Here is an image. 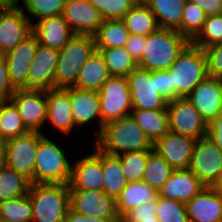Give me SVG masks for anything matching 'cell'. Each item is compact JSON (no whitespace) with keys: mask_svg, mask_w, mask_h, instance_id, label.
I'll use <instances>...</instances> for the list:
<instances>
[{"mask_svg":"<svg viewBox=\"0 0 222 222\" xmlns=\"http://www.w3.org/2000/svg\"><path fill=\"white\" fill-rule=\"evenodd\" d=\"M37 38L31 33L11 51L4 54L11 83L16 89H28V73L34 60Z\"/></svg>","mask_w":222,"mask_h":222,"instance_id":"obj_16","label":"cell"},{"mask_svg":"<svg viewBox=\"0 0 222 222\" xmlns=\"http://www.w3.org/2000/svg\"><path fill=\"white\" fill-rule=\"evenodd\" d=\"M32 33V24L16 4L0 10V54H6Z\"/></svg>","mask_w":222,"mask_h":222,"instance_id":"obj_15","label":"cell"},{"mask_svg":"<svg viewBox=\"0 0 222 222\" xmlns=\"http://www.w3.org/2000/svg\"><path fill=\"white\" fill-rule=\"evenodd\" d=\"M130 32L121 19H104L93 35L96 49L125 47Z\"/></svg>","mask_w":222,"mask_h":222,"instance_id":"obj_31","label":"cell"},{"mask_svg":"<svg viewBox=\"0 0 222 222\" xmlns=\"http://www.w3.org/2000/svg\"><path fill=\"white\" fill-rule=\"evenodd\" d=\"M93 144L102 152L118 156L129 151L152 150L153 143L131 115L107 123Z\"/></svg>","mask_w":222,"mask_h":222,"instance_id":"obj_1","label":"cell"},{"mask_svg":"<svg viewBox=\"0 0 222 222\" xmlns=\"http://www.w3.org/2000/svg\"><path fill=\"white\" fill-rule=\"evenodd\" d=\"M103 19H122L137 3L135 0H88Z\"/></svg>","mask_w":222,"mask_h":222,"instance_id":"obj_43","label":"cell"},{"mask_svg":"<svg viewBox=\"0 0 222 222\" xmlns=\"http://www.w3.org/2000/svg\"><path fill=\"white\" fill-rule=\"evenodd\" d=\"M71 112L76 129H81L86 125L96 121L98 124L95 138L102 131V121L99 106V93L96 91L81 90L70 87ZM93 121V122H92ZM92 122V123H91Z\"/></svg>","mask_w":222,"mask_h":222,"instance_id":"obj_21","label":"cell"},{"mask_svg":"<svg viewBox=\"0 0 222 222\" xmlns=\"http://www.w3.org/2000/svg\"><path fill=\"white\" fill-rule=\"evenodd\" d=\"M186 98L207 124L222 113V89L216 77L207 76Z\"/></svg>","mask_w":222,"mask_h":222,"instance_id":"obj_17","label":"cell"},{"mask_svg":"<svg viewBox=\"0 0 222 222\" xmlns=\"http://www.w3.org/2000/svg\"><path fill=\"white\" fill-rule=\"evenodd\" d=\"M9 100L29 131L43 133L47 120V90L16 89Z\"/></svg>","mask_w":222,"mask_h":222,"instance_id":"obj_12","label":"cell"},{"mask_svg":"<svg viewBox=\"0 0 222 222\" xmlns=\"http://www.w3.org/2000/svg\"><path fill=\"white\" fill-rule=\"evenodd\" d=\"M62 16L73 33L80 35L93 36L104 20L88 0H66Z\"/></svg>","mask_w":222,"mask_h":222,"instance_id":"obj_18","label":"cell"},{"mask_svg":"<svg viewBox=\"0 0 222 222\" xmlns=\"http://www.w3.org/2000/svg\"><path fill=\"white\" fill-rule=\"evenodd\" d=\"M146 45V36L130 34L125 44V49L129 55L138 62L141 59Z\"/></svg>","mask_w":222,"mask_h":222,"instance_id":"obj_48","label":"cell"},{"mask_svg":"<svg viewBox=\"0 0 222 222\" xmlns=\"http://www.w3.org/2000/svg\"><path fill=\"white\" fill-rule=\"evenodd\" d=\"M46 123L64 136H71L76 126L71 112L70 87L47 90Z\"/></svg>","mask_w":222,"mask_h":222,"instance_id":"obj_22","label":"cell"},{"mask_svg":"<svg viewBox=\"0 0 222 222\" xmlns=\"http://www.w3.org/2000/svg\"><path fill=\"white\" fill-rule=\"evenodd\" d=\"M48 135L39 132L35 159V183L69 184L72 163L66 152Z\"/></svg>","mask_w":222,"mask_h":222,"instance_id":"obj_5","label":"cell"},{"mask_svg":"<svg viewBox=\"0 0 222 222\" xmlns=\"http://www.w3.org/2000/svg\"><path fill=\"white\" fill-rule=\"evenodd\" d=\"M167 71L172 81V100L186 98L208 76L204 50L190 42Z\"/></svg>","mask_w":222,"mask_h":222,"instance_id":"obj_4","label":"cell"},{"mask_svg":"<svg viewBox=\"0 0 222 222\" xmlns=\"http://www.w3.org/2000/svg\"><path fill=\"white\" fill-rule=\"evenodd\" d=\"M30 184L28 179L6 164L0 165V202L27 195Z\"/></svg>","mask_w":222,"mask_h":222,"instance_id":"obj_34","label":"cell"},{"mask_svg":"<svg viewBox=\"0 0 222 222\" xmlns=\"http://www.w3.org/2000/svg\"><path fill=\"white\" fill-rule=\"evenodd\" d=\"M32 33L39 44L62 49L75 35L62 15L45 17L32 24Z\"/></svg>","mask_w":222,"mask_h":222,"instance_id":"obj_24","label":"cell"},{"mask_svg":"<svg viewBox=\"0 0 222 222\" xmlns=\"http://www.w3.org/2000/svg\"><path fill=\"white\" fill-rule=\"evenodd\" d=\"M189 222H222V196L205 187L186 203Z\"/></svg>","mask_w":222,"mask_h":222,"instance_id":"obj_23","label":"cell"},{"mask_svg":"<svg viewBox=\"0 0 222 222\" xmlns=\"http://www.w3.org/2000/svg\"><path fill=\"white\" fill-rule=\"evenodd\" d=\"M149 151H129L118 155L127 182L143 180Z\"/></svg>","mask_w":222,"mask_h":222,"instance_id":"obj_40","label":"cell"},{"mask_svg":"<svg viewBox=\"0 0 222 222\" xmlns=\"http://www.w3.org/2000/svg\"><path fill=\"white\" fill-rule=\"evenodd\" d=\"M111 77L103 56L95 51L80 70L73 87L81 90L99 92L103 84Z\"/></svg>","mask_w":222,"mask_h":222,"instance_id":"obj_26","label":"cell"},{"mask_svg":"<svg viewBox=\"0 0 222 222\" xmlns=\"http://www.w3.org/2000/svg\"><path fill=\"white\" fill-rule=\"evenodd\" d=\"M64 222H118L116 219H98L77 214L69 209Z\"/></svg>","mask_w":222,"mask_h":222,"instance_id":"obj_51","label":"cell"},{"mask_svg":"<svg viewBox=\"0 0 222 222\" xmlns=\"http://www.w3.org/2000/svg\"><path fill=\"white\" fill-rule=\"evenodd\" d=\"M222 42V14L207 16L202 30L191 41L195 46L204 49Z\"/></svg>","mask_w":222,"mask_h":222,"instance_id":"obj_42","label":"cell"},{"mask_svg":"<svg viewBox=\"0 0 222 222\" xmlns=\"http://www.w3.org/2000/svg\"><path fill=\"white\" fill-rule=\"evenodd\" d=\"M32 222H64L70 209L69 184L31 183Z\"/></svg>","mask_w":222,"mask_h":222,"instance_id":"obj_2","label":"cell"},{"mask_svg":"<svg viewBox=\"0 0 222 222\" xmlns=\"http://www.w3.org/2000/svg\"><path fill=\"white\" fill-rule=\"evenodd\" d=\"M190 43L175 29L159 28L146 36V47L138 67L149 71L168 70Z\"/></svg>","mask_w":222,"mask_h":222,"instance_id":"obj_3","label":"cell"},{"mask_svg":"<svg viewBox=\"0 0 222 222\" xmlns=\"http://www.w3.org/2000/svg\"><path fill=\"white\" fill-rule=\"evenodd\" d=\"M207 137L222 150V113L208 123Z\"/></svg>","mask_w":222,"mask_h":222,"instance_id":"obj_49","label":"cell"},{"mask_svg":"<svg viewBox=\"0 0 222 222\" xmlns=\"http://www.w3.org/2000/svg\"><path fill=\"white\" fill-rule=\"evenodd\" d=\"M59 50L37 44L34 60L28 73V89L50 90L54 88Z\"/></svg>","mask_w":222,"mask_h":222,"instance_id":"obj_20","label":"cell"},{"mask_svg":"<svg viewBox=\"0 0 222 222\" xmlns=\"http://www.w3.org/2000/svg\"><path fill=\"white\" fill-rule=\"evenodd\" d=\"M158 191L143 181L127 182L116 198V207L122 218L128 211L157 199Z\"/></svg>","mask_w":222,"mask_h":222,"instance_id":"obj_27","label":"cell"},{"mask_svg":"<svg viewBox=\"0 0 222 222\" xmlns=\"http://www.w3.org/2000/svg\"><path fill=\"white\" fill-rule=\"evenodd\" d=\"M39 145V132L28 131L25 134L7 140L5 161L31 183H35V159Z\"/></svg>","mask_w":222,"mask_h":222,"instance_id":"obj_8","label":"cell"},{"mask_svg":"<svg viewBox=\"0 0 222 222\" xmlns=\"http://www.w3.org/2000/svg\"><path fill=\"white\" fill-rule=\"evenodd\" d=\"M133 109L167 110L168 101L157 91L152 71L135 68L127 76Z\"/></svg>","mask_w":222,"mask_h":222,"instance_id":"obj_14","label":"cell"},{"mask_svg":"<svg viewBox=\"0 0 222 222\" xmlns=\"http://www.w3.org/2000/svg\"><path fill=\"white\" fill-rule=\"evenodd\" d=\"M101 53L111 76L127 77L135 68L137 62L129 55L125 47L97 49Z\"/></svg>","mask_w":222,"mask_h":222,"instance_id":"obj_35","label":"cell"},{"mask_svg":"<svg viewBox=\"0 0 222 222\" xmlns=\"http://www.w3.org/2000/svg\"><path fill=\"white\" fill-rule=\"evenodd\" d=\"M156 217L159 222H189L185 203L159 195Z\"/></svg>","mask_w":222,"mask_h":222,"instance_id":"obj_41","label":"cell"},{"mask_svg":"<svg viewBox=\"0 0 222 222\" xmlns=\"http://www.w3.org/2000/svg\"><path fill=\"white\" fill-rule=\"evenodd\" d=\"M1 222H32V204L27 195L0 202Z\"/></svg>","mask_w":222,"mask_h":222,"instance_id":"obj_37","label":"cell"},{"mask_svg":"<svg viewBox=\"0 0 222 222\" xmlns=\"http://www.w3.org/2000/svg\"><path fill=\"white\" fill-rule=\"evenodd\" d=\"M121 20L130 34L147 36L159 29L154 13L145 2H137Z\"/></svg>","mask_w":222,"mask_h":222,"instance_id":"obj_29","label":"cell"},{"mask_svg":"<svg viewBox=\"0 0 222 222\" xmlns=\"http://www.w3.org/2000/svg\"><path fill=\"white\" fill-rule=\"evenodd\" d=\"M220 80V85H221V89H222V76L218 78Z\"/></svg>","mask_w":222,"mask_h":222,"instance_id":"obj_56","label":"cell"},{"mask_svg":"<svg viewBox=\"0 0 222 222\" xmlns=\"http://www.w3.org/2000/svg\"><path fill=\"white\" fill-rule=\"evenodd\" d=\"M156 209L157 199L131 209L121 218V222H141V220L158 219Z\"/></svg>","mask_w":222,"mask_h":222,"instance_id":"obj_45","label":"cell"},{"mask_svg":"<svg viewBox=\"0 0 222 222\" xmlns=\"http://www.w3.org/2000/svg\"><path fill=\"white\" fill-rule=\"evenodd\" d=\"M174 169L154 149L149 151L143 182L156 189L158 192L172 175Z\"/></svg>","mask_w":222,"mask_h":222,"instance_id":"obj_33","label":"cell"},{"mask_svg":"<svg viewBox=\"0 0 222 222\" xmlns=\"http://www.w3.org/2000/svg\"><path fill=\"white\" fill-rule=\"evenodd\" d=\"M136 2H146V0H135Z\"/></svg>","mask_w":222,"mask_h":222,"instance_id":"obj_57","label":"cell"},{"mask_svg":"<svg viewBox=\"0 0 222 222\" xmlns=\"http://www.w3.org/2000/svg\"><path fill=\"white\" fill-rule=\"evenodd\" d=\"M208 76L219 78L222 76V42L205 47Z\"/></svg>","mask_w":222,"mask_h":222,"instance_id":"obj_44","label":"cell"},{"mask_svg":"<svg viewBox=\"0 0 222 222\" xmlns=\"http://www.w3.org/2000/svg\"><path fill=\"white\" fill-rule=\"evenodd\" d=\"M197 139L170 130L153 144L156 150L174 170L188 169Z\"/></svg>","mask_w":222,"mask_h":222,"instance_id":"obj_19","label":"cell"},{"mask_svg":"<svg viewBox=\"0 0 222 222\" xmlns=\"http://www.w3.org/2000/svg\"><path fill=\"white\" fill-rule=\"evenodd\" d=\"M98 93L102 129L105 124L130 115L133 110L127 77L111 76Z\"/></svg>","mask_w":222,"mask_h":222,"instance_id":"obj_7","label":"cell"},{"mask_svg":"<svg viewBox=\"0 0 222 222\" xmlns=\"http://www.w3.org/2000/svg\"><path fill=\"white\" fill-rule=\"evenodd\" d=\"M15 90L9 78L6 58L0 54V101L9 100Z\"/></svg>","mask_w":222,"mask_h":222,"instance_id":"obj_47","label":"cell"},{"mask_svg":"<svg viewBox=\"0 0 222 222\" xmlns=\"http://www.w3.org/2000/svg\"><path fill=\"white\" fill-rule=\"evenodd\" d=\"M196 3L207 16L222 14V0H189Z\"/></svg>","mask_w":222,"mask_h":222,"instance_id":"obj_50","label":"cell"},{"mask_svg":"<svg viewBox=\"0 0 222 222\" xmlns=\"http://www.w3.org/2000/svg\"><path fill=\"white\" fill-rule=\"evenodd\" d=\"M154 13L159 28L175 29L181 26L186 0H146Z\"/></svg>","mask_w":222,"mask_h":222,"instance_id":"obj_30","label":"cell"},{"mask_svg":"<svg viewBox=\"0 0 222 222\" xmlns=\"http://www.w3.org/2000/svg\"><path fill=\"white\" fill-rule=\"evenodd\" d=\"M141 222H159L158 219H147V220H141Z\"/></svg>","mask_w":222,"mask_h":222,"instance_id":"obj_55","label":"cell"},{"mask_svg":"<svg viewBox=\"0 0 222 222\" xmlns=\"http://www.w3.org/2000/svg\"><path fill=\"white\" fill-rule=\"evenodd\" d=\"M169 130L199 139L207 136L208 124L187 98H176L167 103Z\"/></svg>","mask_w":222,"mask_h":222,"instance_id":"obj_10","label":"cell"},{"mask_svg":"<svg viewBox=\"0 0 222 222\" xmlns=\"http://www.w3.org/2000/svg\"><path fill=\"white\" fill-rule=\"evenodd\" d=\"M213 188L222 196V175L219 180L213 185Z\"/></svg>","mask_w":222,"mask_h":222,"instance_id":"obj_54","label":"cell"},{"mask_svg":"<svg viewBox=\"0 0 222 222\" xmlns=\"http://www.w3.org/2000/svg\"><path fill=\"white\" fill-rule=\"evenodd\" d=\"M91 147L90 154L72 161L70 191H103L102 151L94 144Z\"/></svg>","mask_w":222,"mask_h":222,"instance_id":"obj_11","label":"cell"},{"mask_svg":"<svg viewBox=\"0 0 222 222\" xmlns=\"http://www.w3.org/2000/svg\"><path fill=\"white\" fill-rule=\"evenodd\" d=\"M130 115L153 144L169 131L167 110L133 109Z\"/></svg>","mask_w":222,"mask_h":222,"instance_id":"obj_28","label":"cell"},{"mask_svg":"<svg viewBox=\"0 0 222 222\" xmlns=\"http://www.w3.org/2000/svg\"><path fill=\"white\" fill-rule=\"evenodd\" d=\"M92 35L75 34L59 50L54 78V88L73 87L86 60L96 51Z\"/></svg>","mask_w":222,"mask_h":222,"instance_id":"obj_6","label":"cell"},{"mask_svg":"<svg viewBox=\"0 0 222 222\" xmlns=\"http://www.w3.org/2000/svg\"><path fill=\"white\" fill-rule=\"evenodd\" d=\"M102 169L104 172L103 192L116 200L120 192L127 185L120 158L102 152Z\"/></svg>","mask_w":222,"mask_h":222,"instance_id":"obj_32","label":"cell"},{"mask_svg":"<svg viewBox=\"0 0 222 222\" xmlns=\"http://www.w3.org/2000/svg\"><path fill=\"white\" fill-rule=\"evenodd\" d=\"M206 186L189 169L174 170L158 192L159 196L187 203Z\"/></svg>","mask_w":222,"mask_h":222,"instance_id":"obj_25","label":"cell"},{"mask_svg":"<svg viewBox=\"0 0 222 222\" xmlns=\"http://www.w3.org/2000/svg\"><path fill=\"white\" fill-rule=\"evenodd\" d=\"M206 18L207 15L196 3L186 0L181 26L176 31L191 42L202 30Z\"/></svg>","mask_w":222,"mask_h":222,"instance_id":"obj_39","label":"cell"},{"mask_svg":"<svg viewBox=\"0 0 222 222\" xmlns=\"http://www.w3.org/2000/svg\"><path fill=\"white\" fill-rule=\"evenodd\" d=\"M28 131L15 105L10 100L0 101V136L8 140Z\"/></svg>","mask_w":222,"mask_h":222,"instance_id":"obj_36","label":"cell"},{"mask_svg":"<svg viewBox=\"0 0 222 222\" xmlns=\"http://www.w3.org/2000/svg\"><path fill=\"white\" fill-rule=\"evenodd\" d=\"M70 209L80 215L121 222L116 200L103 191H70Z\"/></svg>","mask_w":222,"mask_h":222,"instance_id":"obj_13","label":"cell"},{"mask_svg":"<svg viewBox=\"0 0 222 222\" xmlns=\"http://www.w3.org/2000/svg\"><path fill=\"white\" fill-rule=\"evenodd\" d=\"M19 1H17L18 7L33 24V18L40 20L45 17L62 15L66 0H21L22 6Z\"/></svg>","mask_w":222,"mask_h":222,"instance_id":"obj_38","label":"cell"},{"mask_svg":"<svg viewBox=\"0 0 222 222\" xmlns=\"http://www.w3.org/2000/svg\"><path fill=\"white\" fill-rule=\"evenodd\" d=\"M18 0H0V7L1 8H8L15 6Z\"/></svg>","mask_w":222,"mask_h":222,"instance_id":"obj_53","label":"cell"},{"mask_svg":"<svg viewBox=\"0 0 222 222\" xmlns=\"http://www.w3.org/2000/svg\"><path fill=\"white\" fill-rule=\"evenodd\" d=\"M7 140L0 136V165L4 164Z\"/></svg>","mask_w":222,"mask_h":222,"instance_id":"obj_52","label":"cell"},{"mask_svg":"<svg viewBox=\"0 0 222 222\" xmlns=\"http://www.w3.org/2000/svg\"><path fill=\"white\" fill-rule=\"evenodd\" d=\"M188 169L206 187H213L222 175V150L207 136L197 139Z\"/></svg>","mask_w":222,"mask_h":222,"instance_id":"obj_9","label":"cell"},{"mask_svg":"<svg viewBox=\"0 0 222 222\" xmlns=\"http://www.w3.org/2000/svg\"><path fill=\"white\" fill-rule=\"evenodd\" d=\"M152 80H155L157 91L167 101L172 100V81L167 70L152 71Z\"/></svg>","mask_w":222,"mask_h":222,"instance_id":"obj_46","label":"cell"}]
</instances>
